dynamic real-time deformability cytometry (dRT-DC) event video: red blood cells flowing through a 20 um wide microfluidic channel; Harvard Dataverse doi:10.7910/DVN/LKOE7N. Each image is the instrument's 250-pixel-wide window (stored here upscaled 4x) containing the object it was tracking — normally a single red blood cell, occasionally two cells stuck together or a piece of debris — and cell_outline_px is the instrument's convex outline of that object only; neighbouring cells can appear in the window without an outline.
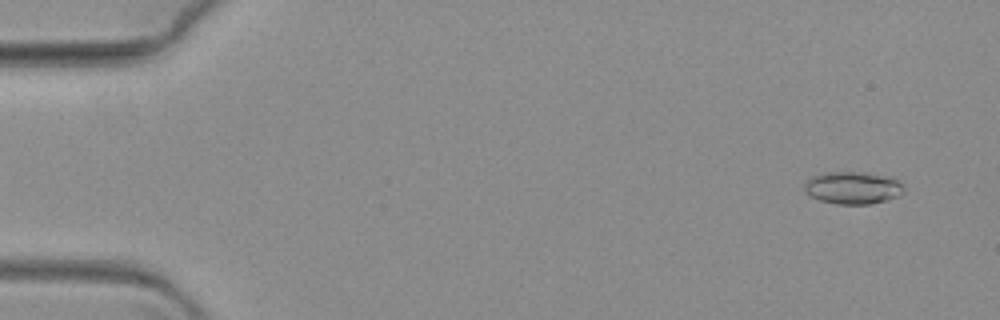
{"species": "common noctule bat (a hibernating species)", "species_latin": "Nyctalus noctula", "temperature_condition": "warm", "stored_images_in_passage": 68, "camera_frame_rate_fps": 3000, "um_per_image_px": 0.085, "animal": {"sex": "female", "body_mass_g": 19.3, "forearm_length_mm": 54.1}, "frame": {"image": 1, "passage_image": 5, "time_ms": 1.333, "image_size_px": [1000, 320], "cell_outline_px": [[904, 192], [900, 196], [872, 204], [836, 204], [820, 200], [812, 196], [804, 188], [804, 184], [812, 176], [824, 172], [860, 172], [880, 176], [896, 180], [904, 188]], "centroid_in_image_um": [72.47, 15.98], "position_along_channel_um": 12.5, "area_um2": 18.44}}
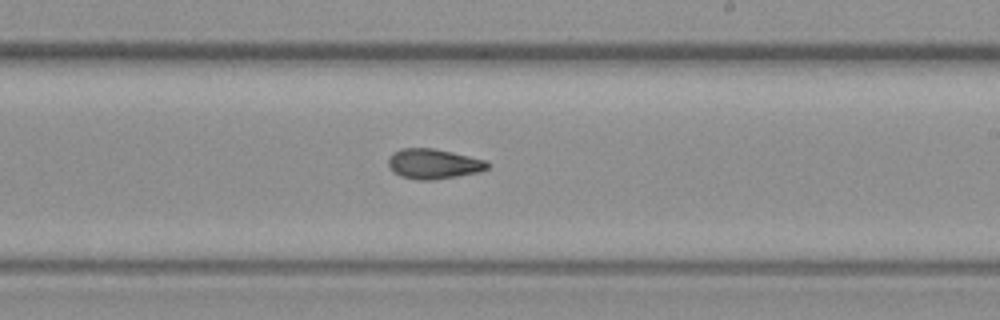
{"frame": {"image": 2, "passage_image": 41, "time_ms": 13.333, "image_size_px": [1000, 320], "cell_outline_px": [[488, 168], [480, 172], [432, 180], [416, 180], [400, 176], [392, 172], [388, 164], [388, 156], [392, 152], [400, 148], [432, 148], [452, 152], [484, 160], [488, 164]], "centroid_in_image_um": [36.78, 13.93], "position_along_channel_um": 252.2, "area_um2": 17.4}}
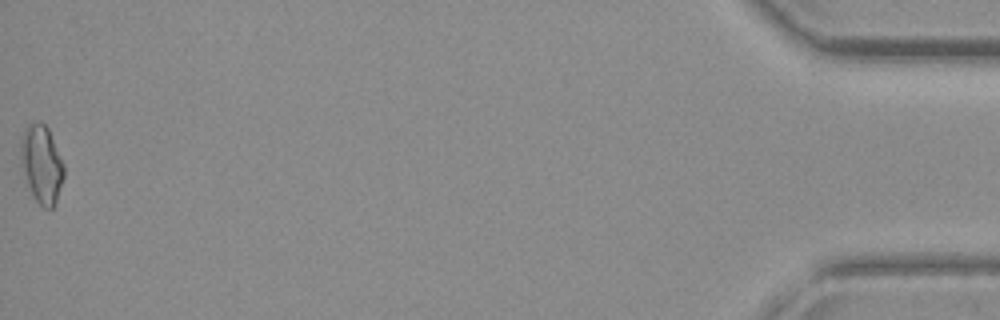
{"frame": {"image": 3, "passage_image": 68, "time_ms": 22.333, "image_size_px": [1000, 320], "cell_outline_px": [[64, 176], [56, 204], [52, 208], [44, 208], [36, 200], [28, 184], [24, 172], [20, 144], [20, 140], [24, 128], [32, 120], [40, 120], [48, 128], [64, 164]], "centroid_in_image_um": [3.56, 13.9], "position_along_channel_um": 431.6, "area_um2": 19.54}}